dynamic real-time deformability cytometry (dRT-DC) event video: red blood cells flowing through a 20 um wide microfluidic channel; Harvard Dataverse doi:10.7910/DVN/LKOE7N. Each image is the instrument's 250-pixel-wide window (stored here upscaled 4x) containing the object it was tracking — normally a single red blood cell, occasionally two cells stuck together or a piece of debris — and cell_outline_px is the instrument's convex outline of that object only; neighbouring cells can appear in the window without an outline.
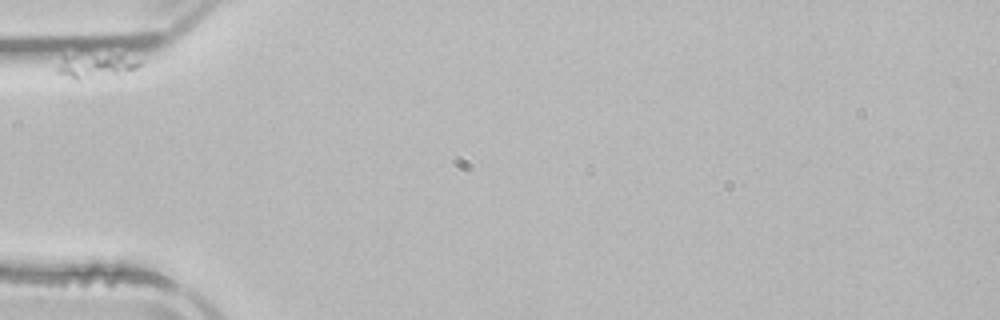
{"species": "common noctule bat (a hibernating species)", "species_latin": "Nyctalus noctula", "temperature_condition": "room temperature", "stored_images_in_passage": 3, "camera_frame_rate_fps": 3000, "um_per_image_px": 0.085, "animal": {"sex": "male", "body_mass_g": 21.5, "forearm_length_mm": 52.0}, "frame": {"image": 1, "passage_image": 1, "time_ms": 0.0, "image_size_px": [1000, 320], "cell_outline_px": [[140, 64], [136, 68], [120, 76], [80, 80], [76, 80], [56, 72], [56, 68], [64, 56], [120, 56], [140, 60]], "centroid_in_image_um": [8.13, 5.67], "position_along_channel_um": 76.9, "area_um2": 11.44}}